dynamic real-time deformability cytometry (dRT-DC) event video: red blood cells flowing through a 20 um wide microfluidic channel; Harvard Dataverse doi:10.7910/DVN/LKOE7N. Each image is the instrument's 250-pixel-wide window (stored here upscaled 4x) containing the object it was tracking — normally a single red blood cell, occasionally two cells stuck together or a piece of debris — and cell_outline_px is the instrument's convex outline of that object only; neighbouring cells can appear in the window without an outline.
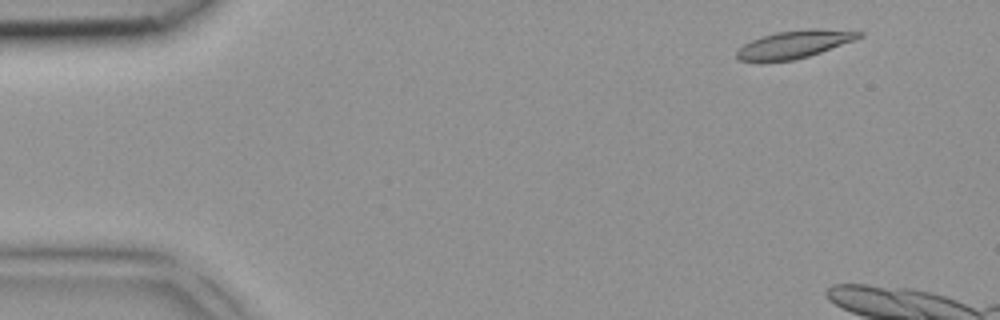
{"species": "common noctule bat (a hibernating species)", "species_latin": "Nyctalus noctula", "temperature_condition": "room temperature", "stored_images_in_passage": 4, "camera_frame_rate_fps": 3000, "um_per_image_px": 0.085, "animal": {"sex": "female", "body_mass_g": 18.4}, "frame": {"image": 1, "passage_image": 1, "time_ms": 0.0, "image_size_px": [1000, 320], "cell_outline_px": [[864, 36], [856, 40], [808, 56], [792, 60], [740, 60], [736, 56], [736, 52], [744, 44], [752, 40], [776, 32], [808, 28], [816, 28], [864, 32]], "centroid_in_image_um": [67.6, 3.73], "position_along_channel_um": 17.4, "area_um2": 19.36}}